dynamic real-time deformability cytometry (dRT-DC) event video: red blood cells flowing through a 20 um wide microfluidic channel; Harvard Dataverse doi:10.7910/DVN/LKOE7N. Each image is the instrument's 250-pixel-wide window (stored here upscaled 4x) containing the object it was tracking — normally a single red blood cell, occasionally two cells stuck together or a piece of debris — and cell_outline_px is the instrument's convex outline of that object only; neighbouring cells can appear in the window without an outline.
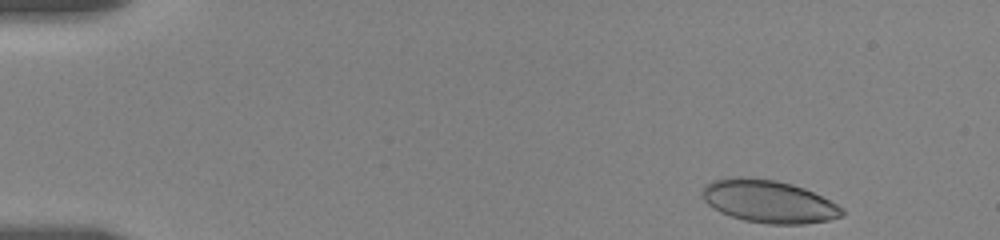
{"species": "human", "species_latin": "Homo sapiens", "temperature_condition": "room temperature", "stored_images_in_passage": 22, "camera_frame_rate_fps": 3000, "um_per_image_px": 0.085, "donor": {"sex": "female"}, "frame": {"image": 1, "passage_image": 1, "time_ms": 0.0, "image_size_px": [1000, 240], "cell_outline_px": [[844, 212], [840, 216], [828, 220], [804, 224], [768, 224], [744, 220], [720, 212], [708, 204], [700, 196], [700, 192], [704, 184], [712, 180], [732, 176], [740, 176], [776, 180], [792, 184], [804, 188], [844, 208]], "centroid_in_image_um": [65.27, 17.1], "position_along_channel_um": 19.7, "area_um2": 34.85}}
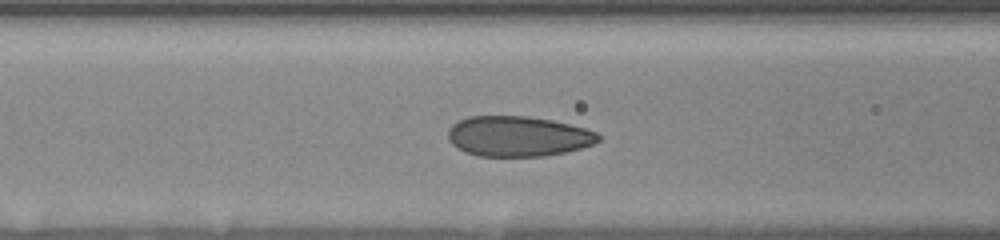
{"frame": {"image": 2, "passage_image": 13, "time_ms": 6.0, "image_size_px": [1000, 240], "cell_outline_px": [[600, 140], [592, 144], [580, 148], [564, 152], [544, 156], [476, 156], [464, 152], [456, 148], [448, 140], [448, 128], [452, 124], [468, 116], [528, 116], [552, 120], [584, 128], [596, 132], [600, 136]], "centroid_in_image_um": [43.98, 11.58], "position_along_channel_um": 122.6, "area_um2": 35.37}}
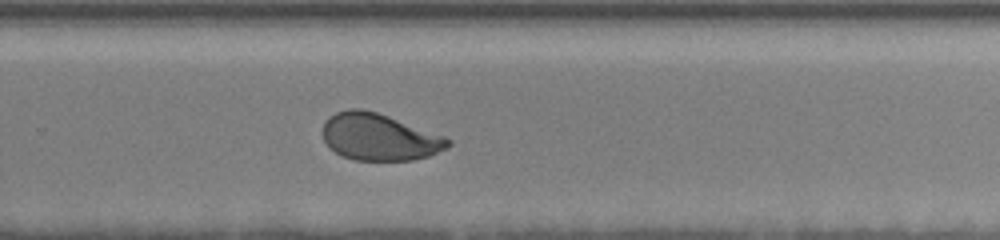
{"frame": {"image": 3, "passage_image": 22, "time_ms": 11.0, "image_size_px": [1000, 240], "cell_outline_px": [[452, 144], [448, 148], [428, 156], [412, 160], [352, 160], [336, 152], [324, 140], [324, 120], [328, 116], [336, 112], [348, 108], [360, 108], [376, 112], [388, 116], [444, 136], [452, 140]], "centroid_in_image_um": [32.25, 11.64], "position_along_channel_um": 297.6, "area_um2": 34.04}}